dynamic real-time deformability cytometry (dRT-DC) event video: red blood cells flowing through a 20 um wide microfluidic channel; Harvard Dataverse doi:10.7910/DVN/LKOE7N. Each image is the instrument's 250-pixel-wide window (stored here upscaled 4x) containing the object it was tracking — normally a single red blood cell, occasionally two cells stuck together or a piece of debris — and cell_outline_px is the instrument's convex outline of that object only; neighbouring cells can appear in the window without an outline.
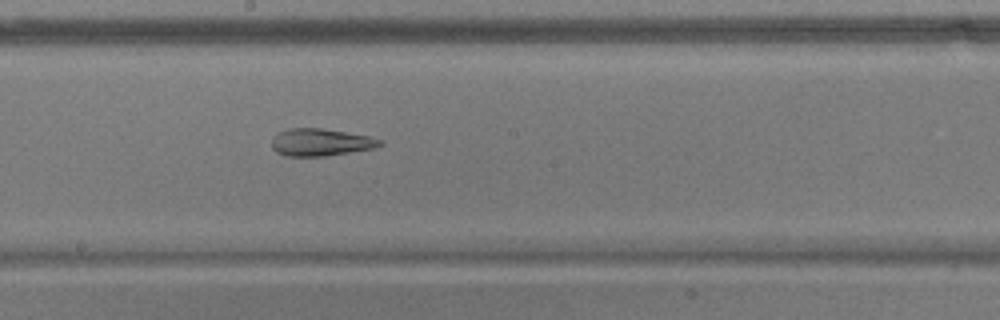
{"species": "common noctule bat (a hibernating species)", "species_latin": "Nyctalus noctula", "temperature_condition": "warm", "stored_images_in_passage": 39, "camera_frame_rate_fps": 3000, "um_per_image_px": 0.085, "animal": {"sex": "male", "body_mass_g": 17.9}, "frame": {"image": 1, "passage_image": 15, "time_ms": 4.667, "image_size_px": [1000, 320], "cell_outline_px": [[384, 144], [372, 148], [324, 156], [284, 156], [276, 152], [272, 148], [272, 136], [276, 132], [288, 128], [324, 128], [368, 136], [380, 140]], "centroid_in_image_um": [27.17, 12.08], "position_along_channel_um": 221.0, "area_um2": 17.22}}
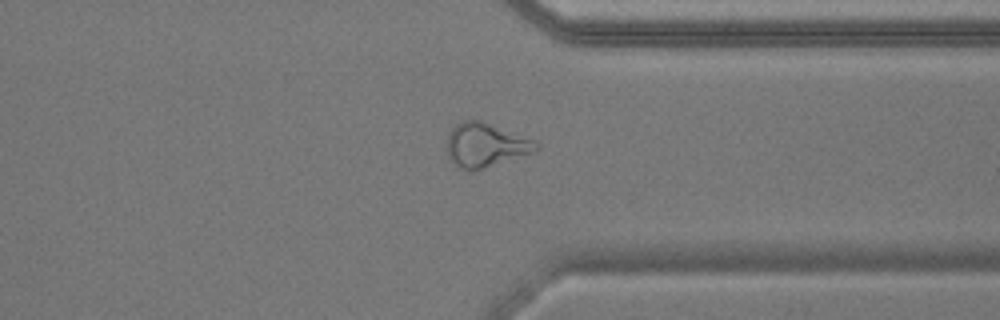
{"frame": {"image": 2, "passage_image": 27, "time_ms": 8.667, "image_size_px": [1000, 320], "cell_outline_px": [[540, 148], [532, 152], [472, 172], [460, 168], [448, 156], [448, 132], [460, 120], [480, 120], [536, 140], [540, 144]], "centroid_in_image_um": [41.27, 12.31], "position_along_channel_um": 370.1, "area_um2": 22.72}}
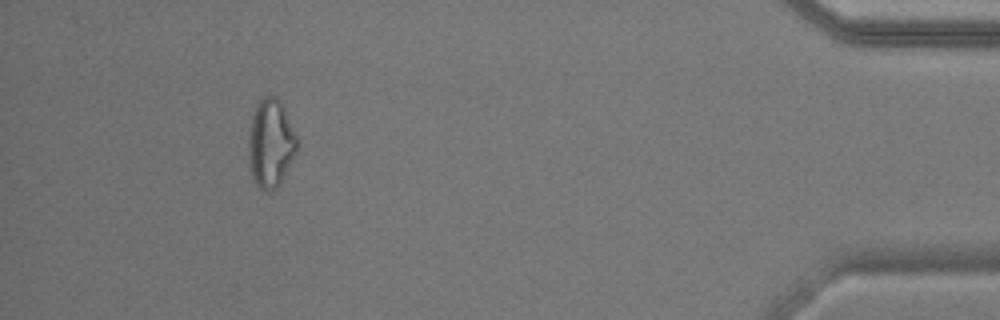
{"frame": {"image": 3, "passage_image": 35, "time_ms": 11.333, "image_size_px": [1000, 320], "cell_outline_px": [[296, 152], [280, 184], [272, 192], [268, 192], [260, 188], [252, 180], [248, 168], [248, 136], [252, 116], [256, 104], [264, 96], [276, 96], [280, 100], [284, 108], [296, 136]], "centroid_in_image_um": [22.96, 12.22], "position_along_channel_um": 412.2, "area_um2": 25.14}, "authors_computed_cell_mechanics": {"area_um2": 19.1896, "velocity_mm_per_s": 3.7627, "shape_relaxation_time_tau1_ms": null, "shape_relaxation_time_tau2_ms": 4.0795, "deformation_change_tau1": null, "deformation_change_tau2": 0.1226}}